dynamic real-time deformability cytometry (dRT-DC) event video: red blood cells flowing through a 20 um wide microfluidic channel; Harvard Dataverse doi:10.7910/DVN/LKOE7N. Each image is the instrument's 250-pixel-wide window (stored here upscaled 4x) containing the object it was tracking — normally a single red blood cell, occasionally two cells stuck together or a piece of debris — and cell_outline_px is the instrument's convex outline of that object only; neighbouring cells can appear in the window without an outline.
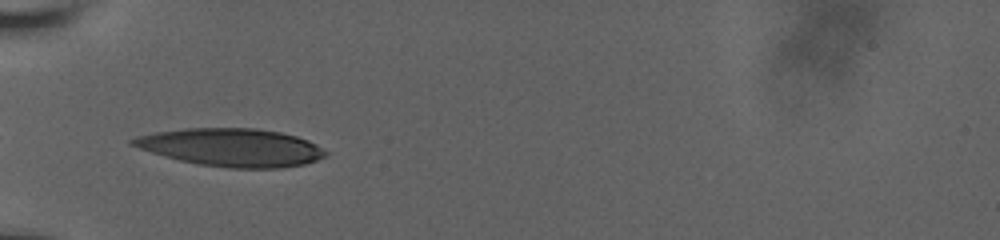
{"species": "human", "species_latin": "Homo sapiens", "temperature_condition": "room temperature", "stored_images_in_passage": 34, "camera_frame_rate_fps": 3000, "um_per_image_px": 0.085, "donor": {"sex": "male"}, "frame": {"image": 1, "passage_image": 1, "time_ms": 0.0, "image_size_px": [1000, 240], "cell_outline_px": [[328, 152], [324, 156], [316, 160], [304, 164], [280, 168], [228, 168], [200, 164], [180, 160], [152, 152], [128, 144], [128, 140], [136, 136], [156, 132], [184, 128], [256, 128], [280, 132], [296, 136], [308, 140], [316, 144]], "centroid_in_image_um": [19.67, 12.52], "position_along_channel_um": 65.3, "area_um2": 42.48}}
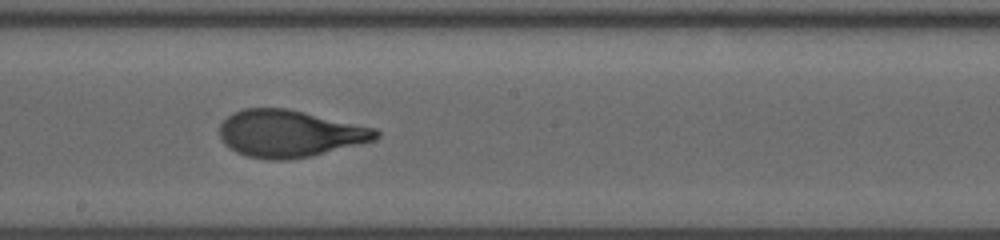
{"frame": {"image": 2, "passage_image": 14, "time_ms": 4.333, "image_size_px": [1000, 240], "cell_outline_px": [[380, 136], [376, 140], [312, 156], [288, 160], [272, 160], [244, 156], [228, 148], [224, 144], [220, 136], [220, 124], [232, 112], [244, 108], [288, 108], [376, 128], [380, 132]], "centroid_in_image_um": [24.61, 11.36], "position_along_channel_um": 223.6, "area_um2": 43.23}}
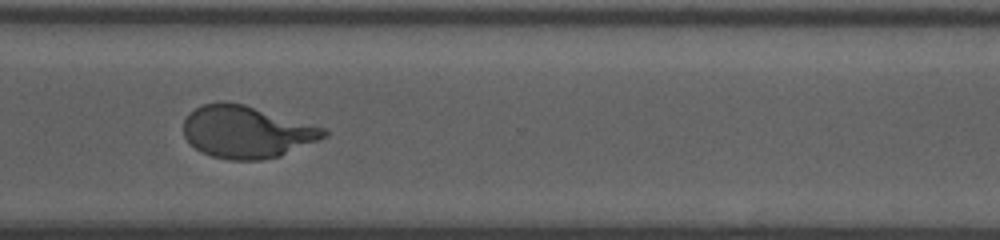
{"frame": {"image": 3, "passage_image": 24, "time_ms": 7.667, "image_size_px": [1000, 240], "cell_outline_px": [[328, 136], [280, 156], [260, 160], [228, 160], [212, 156], [200, 152], [184, 136], [184, 120], [188, 112], [200, 104], [220, 100], [244, 104], [324, 128], [328, 132]], "centroid_in_image_um": [20.92, 11.2], "position_along_channel_um": 349.7, "area_um2": 42.77}, "authors_computed_cell_mechanics": {"area_um2": 42.5986, "velocity_mm_per_s": 3.789, "shape_relaxation_time_tau1_ms": 4.2964, "shape_relaxation_time_tau2_ms": 0.8381, "deformation_change_tau1": 0.241, "deformation_change_tau2": 0.0768}}